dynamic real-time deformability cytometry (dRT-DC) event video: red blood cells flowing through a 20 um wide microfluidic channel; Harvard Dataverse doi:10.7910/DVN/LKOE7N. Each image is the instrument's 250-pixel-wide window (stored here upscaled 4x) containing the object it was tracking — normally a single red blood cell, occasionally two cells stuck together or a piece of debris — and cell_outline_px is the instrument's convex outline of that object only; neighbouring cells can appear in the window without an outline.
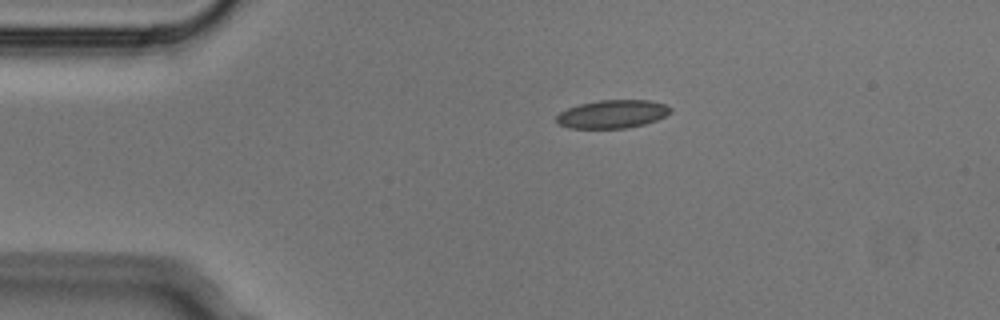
{"species": "Egyptian fruit bat (a non-hibernating species)", "species_latin": "Rousettus aegyptiacus", "temperature_condition": "cold", "stored_images_in_passage": 2, "camera_frame_rate_fps": 3000, "um_per_image_px": 0.085, "animal": {"sex": "male"}, "frame": {"image": 1, "passage_image": 1, "time_ms": 0.0, "image_size_px": [1000, 320], "cell_outline_px": [[672, 112], [656, 120], [644, 124], [628, 128], [568, 128], [556, 124], [556, 116], [560, 112], [568, 108], [580, 104], [600, 100], [648, 100], [664, 104], [672, 108]], "centroid_in_image_um": [52.03, 9.7], "position_along_channel_um": 33.0, "area_um2": 18.79}}